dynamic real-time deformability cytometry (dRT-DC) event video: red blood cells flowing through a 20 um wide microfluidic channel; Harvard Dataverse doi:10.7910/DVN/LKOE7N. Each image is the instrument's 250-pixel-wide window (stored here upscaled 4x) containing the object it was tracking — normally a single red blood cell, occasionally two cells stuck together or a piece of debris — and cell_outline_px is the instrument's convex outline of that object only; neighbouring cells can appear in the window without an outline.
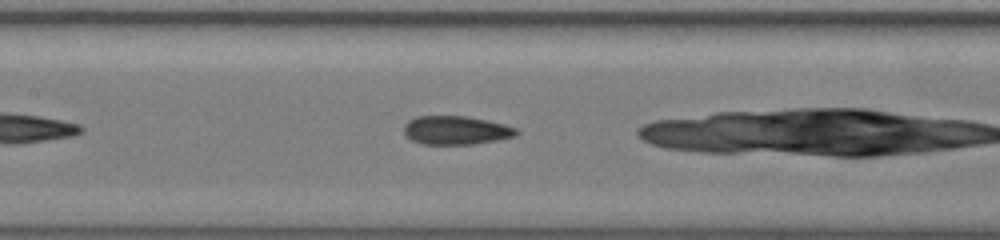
{"species": "common noctule bat (a hibernating species)", "species_latin": "Nyctalus noctula", "temperature_condition": "warm", "stored_images_in_passage": 32, "camera_frame_rate_fps": 3000, "um_per_image_px": 0.085, "animal": {"sex": "female", "body_mass_g": 19.5, "forearm_length_mm": 54.1}, "frame": {"image": 1, "passage_image": 14, "time_ms": 4.333, "image_size_px": [1000, 240], "cell_outline_px": [[520, 132], [516, 136], [496, 140], [472, 144], [424, 144], [412, 140], [404, 136], [404, 124], [408, 120], [416, 116], [464, 116], [504, 124], [516, 128]], "centroid_in_image_um": [38.73, 11.07], "position_along_channel_um": 168.7, "area_um2": 18.73}}